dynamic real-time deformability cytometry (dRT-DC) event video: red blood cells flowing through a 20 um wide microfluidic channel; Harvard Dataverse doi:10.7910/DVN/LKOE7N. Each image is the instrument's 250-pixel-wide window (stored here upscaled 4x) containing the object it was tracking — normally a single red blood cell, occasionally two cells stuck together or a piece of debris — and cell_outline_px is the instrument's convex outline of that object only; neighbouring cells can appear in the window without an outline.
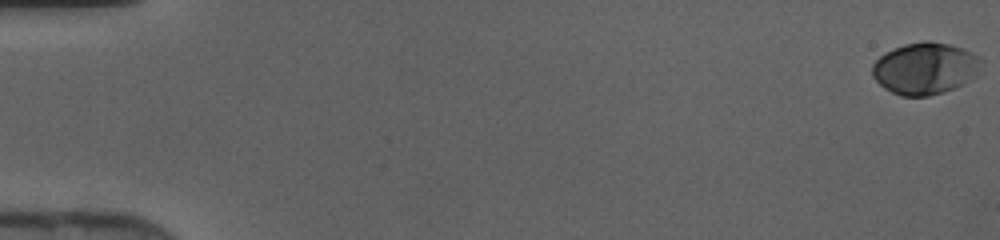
{"species": "human", "species_latin": "Homo sapiens", "temperature_condition": "cold", "stored_images_in_passage": 47, "camera_frame_rate_fps": 3000, "um_per_image_px": 0.085, "donor": {"sex": "female"}, "frame": {"image": 1, "passage_image": 1, "time_ms": 0.0, "image_size_px": [1000, 240], "cell_outline_px": [[984, 60], [976, 76], [972, 80], [964, 84], [944, 92], [928, 96], [900, 96], [884, 88], [872, 76], [872, 64], [884, 52], [904, 44], [924, 40], [928, 40], [948, 44], [972, 52], [980, 56]], "centroid_in_image_um": [78.65, 5.81], "position_along_channel_um": 6.3, "area_um2": 33.29}}
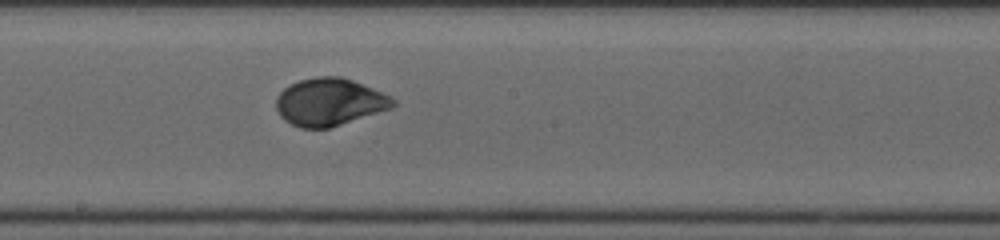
{"frame": {"image": 2, "passage_image": 27, "time_ms": 8.667, "image_size_px": [1000, 240], "cell_outline_px": [[396, 104], [392, 108], [328, 128], [300, 128], [284, 120], [280, 116], [276, 108], [276, 96], [284, 88], [300, 80], [316, 76], [340, 76], [352, 80], [392, 96], [396, 100]], "centroid_in_image_um": [28.0, 8.67], "position_along_channel_um": 220.2, "area_um2": 32.25}}
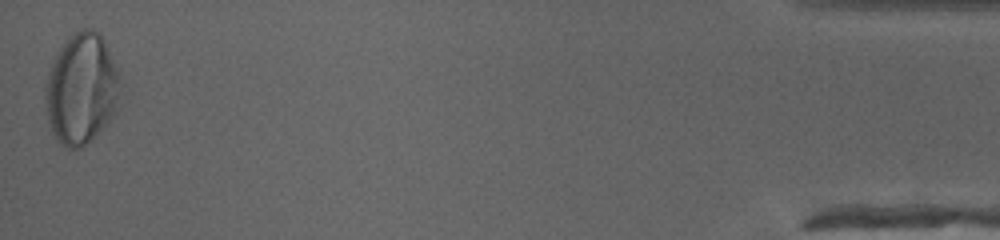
{"frame": {"image": 3, "passage_image": 47, "time_ms": 15.333, "image_size_px": [1000, 240], "cell_outline_px": [[120, 76], [116, 116], [92, 140], [80, 148], [68, 148], [60, 144], [56, 140], [52, 132], [48, 120], [44, 104], [44, 88], [48, 72], [56, 52], [64, 40], [76, 32], [84, 28], [92, 28], [104, 36], [120, 72]], "centroid_in_image_um": [6.93, 7.55], "position_along_channel_um": 428.3, "area_um2": 49.59}}